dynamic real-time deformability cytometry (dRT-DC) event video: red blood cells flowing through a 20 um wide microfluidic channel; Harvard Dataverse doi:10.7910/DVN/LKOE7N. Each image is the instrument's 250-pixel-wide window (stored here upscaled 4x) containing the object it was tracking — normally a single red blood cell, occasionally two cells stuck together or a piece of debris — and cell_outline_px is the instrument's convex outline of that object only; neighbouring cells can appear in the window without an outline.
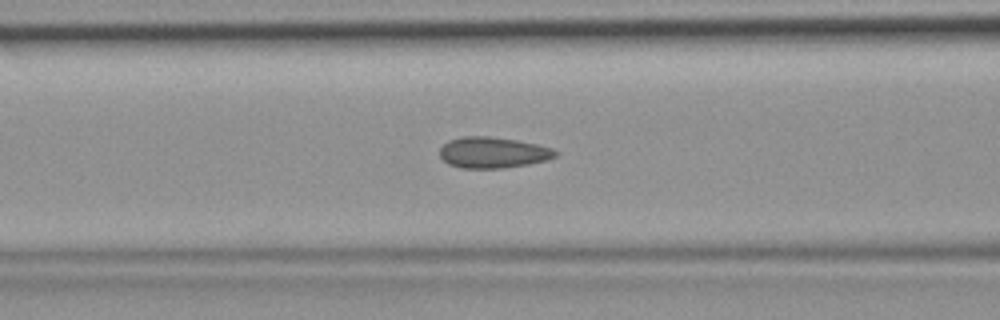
{"species": "common noctule bat (a hibernating species)", "species_latin": "Nyctalus noctula", "temperature_condition": "room temperature", "stored_images_in_passage": 46, "camera_frame_rate_fps": 3000, "um_per_image_px": 0.085, "animal": {"sex": "female", "body_mass_g": 19.9}, "frame": {"image": 1, "passage_image": 18, "time_ms": 5.667, "image_size_px": [1000, 320], "cell_outline_px": [[560, 152], [556, 156], [544, 160], [528, 164], [504, 168], [460, 168], [448, 164], [440, 156], [440, 148], [448, 140], [464, 136], [488, 136], [516, 140], [536, 144], [552, 148]], "centroid_in_image_um": [41.88, 12.96], "position_along_channel_um": 124.7, "area_um2": 20.87}}
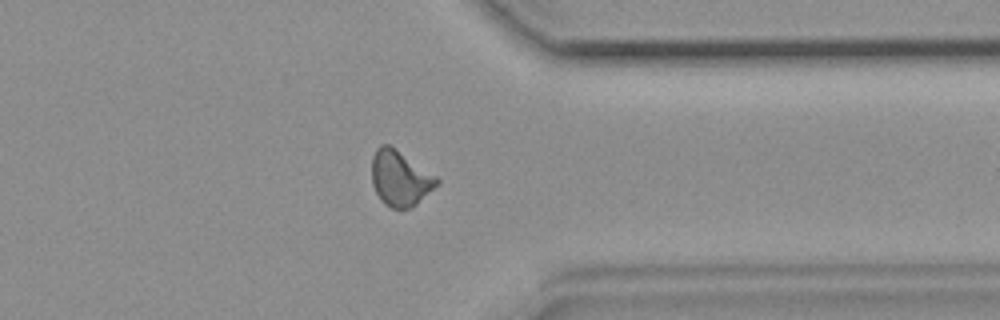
{"frame": {"image": 2, "passage_image": 36, "time_ms": 11.667, "image_size_px": [1000, 320], "cell_outline_px": [[440, 180], [416, 204], [408, 208], [392, 208], [384, 204], [380, 200], [372, 184], [372, 156], [376, 148], [380, 144], [388, 144], [436, 176]], "centroid_in_image_um": [33.95, 15.15], "position_along_channel_um": 377.5, "area_um2": 20.52}}
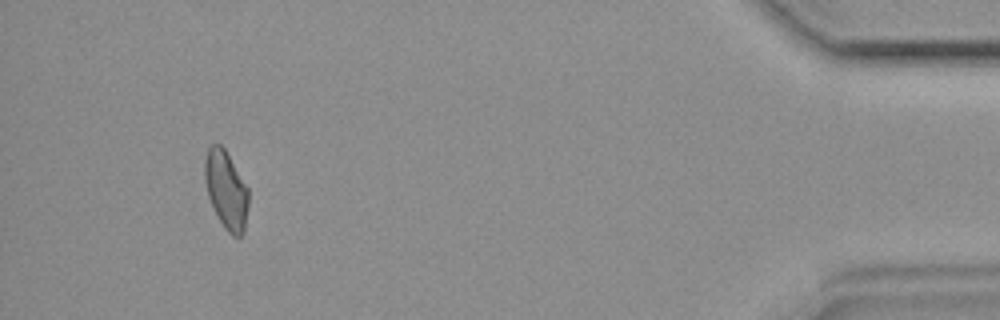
{"frame": {"image": 3, "passage_image": 43, "time_ms": 14.0, "image_size_px": [1000, 320], "cell_outline_px": [[248, 204], [244, 232], [240, 236], [232, 236], [224, 228], [208, 196], [204, 180], [204, 160], [208, 148], [212, 144], [220, 144], [224, 148], [248, 188]], "centroid_in_image_um": [19.21, 16.13], "position_along_channel_um": 416.0, "area_um2": 19.71}}